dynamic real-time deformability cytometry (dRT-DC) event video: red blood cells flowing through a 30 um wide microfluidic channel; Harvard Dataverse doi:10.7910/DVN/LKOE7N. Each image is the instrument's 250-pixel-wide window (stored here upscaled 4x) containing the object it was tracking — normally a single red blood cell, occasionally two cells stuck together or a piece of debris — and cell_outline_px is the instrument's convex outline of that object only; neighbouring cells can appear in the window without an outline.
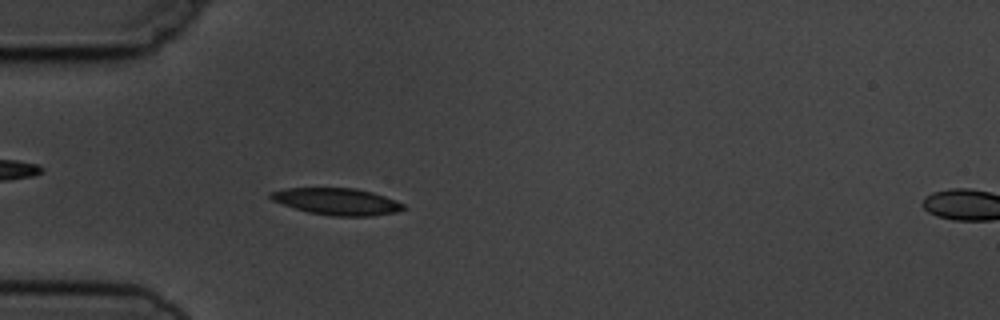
{"species": "common noctule bat (a hibernating species)", "species_latin": "Nyctalus noctula", "temperature_condition": "cold", "stored_images_in_passage": 5, "segment_of_instrument_passage": [1, 2], "camera_frame_rate_fps": 3000, "um_per_image_px": 0.085, "animal": {"sex": "male", "body_mass_g": 19.5, "forearm_length_mm": 54.6}, "frame": {"image": 1, "passage_image": 4, "time_ms": 4.333, "image_size_px": [1000, 320], "cell_outline_px": [[408, 208], [396, 212], [372, 216], [332, 216], [308, 212], [272, 200], [268, 196], [268, 192], [288, 188], [356, 188], [372, 192], [396, 200], [404, 204]], "centroid_in_image_um": [28.67, 17.13], "position_along_channel_um": 56.3, "area_um2": 20.75}}